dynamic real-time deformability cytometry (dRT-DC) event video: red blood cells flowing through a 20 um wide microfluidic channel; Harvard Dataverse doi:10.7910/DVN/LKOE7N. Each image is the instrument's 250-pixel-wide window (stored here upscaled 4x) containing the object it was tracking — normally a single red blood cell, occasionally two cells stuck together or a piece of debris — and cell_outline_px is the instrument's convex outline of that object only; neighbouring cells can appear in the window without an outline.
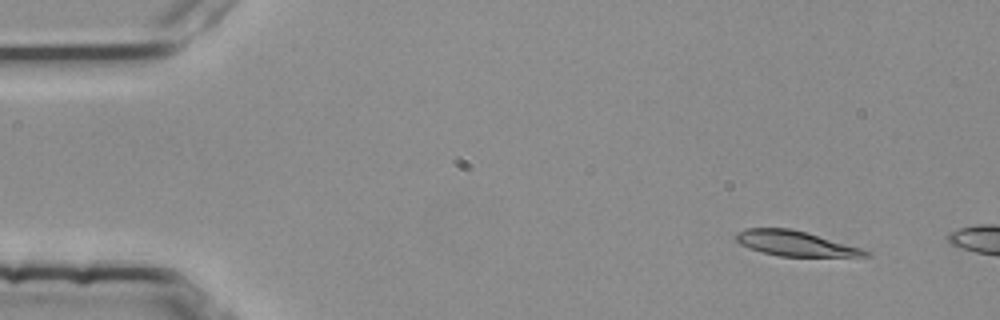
{"species": "common noctule bat (a hibernating species)", "species_latin": "Nyctalus noctula", "temperature_condition": "room temperature", "stored_images_in_passage": 4, "camera_frame_rate_fps": 3000, "um_per_image_px": 0.085, "animal": {"sex": "female", "body_mass_g": 25.1}, "frame": {"image": 1, "passage_image": 2, "time_ms": 0.333, "image_size_px": [1000, 320], "cell_outline_px": [[872, 256], [780, 256], [748, 248], [740, 244], [736, 240], [736, 232], [744, 228], [792, 228], [808, 232], [860, 248], [872, 252]], "centroid_in_image_um": [67.58, 20.68], "position_along_channel_um": 17.4, "area_um2": 18.84}}
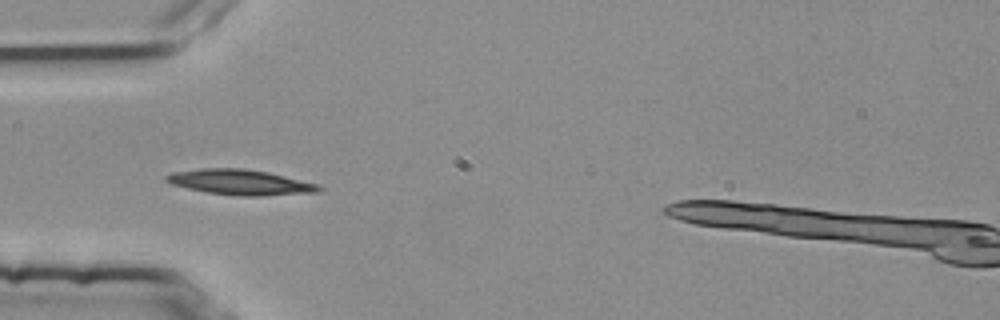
{"frame": {"image": 2, "passage_image": 4, "time_ms": 1.0, "image_size_px": [1000, 320], "cell_outline_px": [[324, 188], [320, 192], [260, 196], [244, 196], [208, 192], [188, 188], [172, 184], [164, 180], [164, 176], [172, 172], [200, 168], [244, 168], [268, 172], [320, 184]], "centroid_in_image_um": [20.46, 15.48], "position_along_channel_um": 64.5, "area_um2": 22.6}}